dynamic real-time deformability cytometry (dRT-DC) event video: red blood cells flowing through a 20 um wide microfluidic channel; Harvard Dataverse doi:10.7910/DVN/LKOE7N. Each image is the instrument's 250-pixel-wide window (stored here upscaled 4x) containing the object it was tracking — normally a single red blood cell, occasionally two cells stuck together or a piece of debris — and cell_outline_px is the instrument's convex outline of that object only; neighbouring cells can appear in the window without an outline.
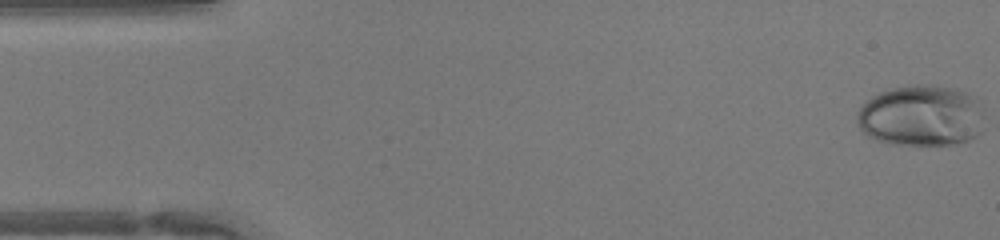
{"species": "human", "species_latin": "Homo sapiens", "temperature_condition": "warm", "stored_images_in_passage": 47, "camera_frame_rate_fps": 3000, "um_per_image_px": 0.085, "donor": {"sex": "female"}, "frame": {"image": 1, "passage_image": 1, "time_ms": 0.0, "image_size_px": [1000, 240], "cell_outline_px": [[984, 128], [976, 136], [968, 140], [956, 144], [892, 144], [876, 140], [868, 136], [860, 128], [856, 120], [856, 116], [860, 104], [872, 96], [880, 92], [892, 88], [916, 84], [920, 84], [956, 88], [964, 92], [976, 100], [984, 116]], "centroid_in_image_um": [78.28, 9.84], "position_along_channel_um": 6.7, "area_um2": 45.55}}
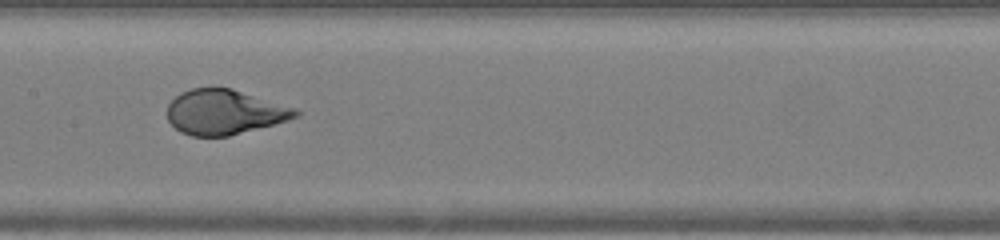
{"frame": {"image": 2, "passage_image": 23, "time_ms": 7.333, "image_size_px": [1000, 240], "cell_outline_px": [[300, 116], [288, 120], [228, 136], [192, 136], [180, 132], [168, 120], [168, 104], [180, 92], [192, 88], [232, 88], [296, 108], [300, 112]], "centroid_in_image_um": [19.08, 9.52], "position_along_channel_um": 188.3, "area_um2": 33.41}}
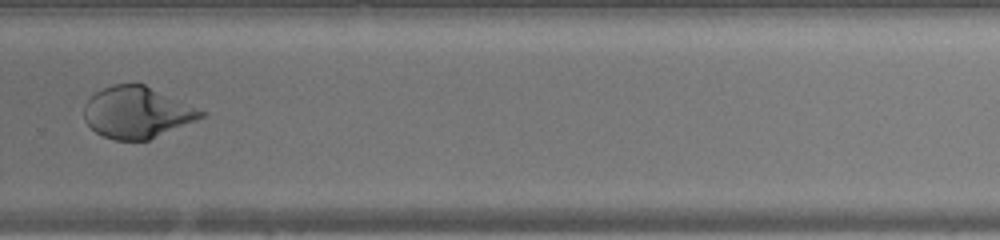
{"frame": {"image": 3, "passage_image": 32, "time_ms": 10.333, "image_size_px": [1000, 240], "cell_outline_px": [[208, 112], [204, 116], [196, 120], [148, 140], [116, 140], [104, 136], [96, 132], [84, 120], [84, 104], [96, 92], [112, 84], [144, 84]], "centroid_in_image_um": [11.64, 9.55], "position_along_channel_um": 318.2, "area_um2": 34.8}, "authors_computed_cell_mechanics": {"area_um2": 39.7664, "velocity_mm_per_s": 4.3381, "shape_relaxation_time_tau1_ms": 3.9769, "shape_relaxation_time_tau2_ms": null, "deformation_change_tau1": 0.1981, "deformation_change_tau2": null}}